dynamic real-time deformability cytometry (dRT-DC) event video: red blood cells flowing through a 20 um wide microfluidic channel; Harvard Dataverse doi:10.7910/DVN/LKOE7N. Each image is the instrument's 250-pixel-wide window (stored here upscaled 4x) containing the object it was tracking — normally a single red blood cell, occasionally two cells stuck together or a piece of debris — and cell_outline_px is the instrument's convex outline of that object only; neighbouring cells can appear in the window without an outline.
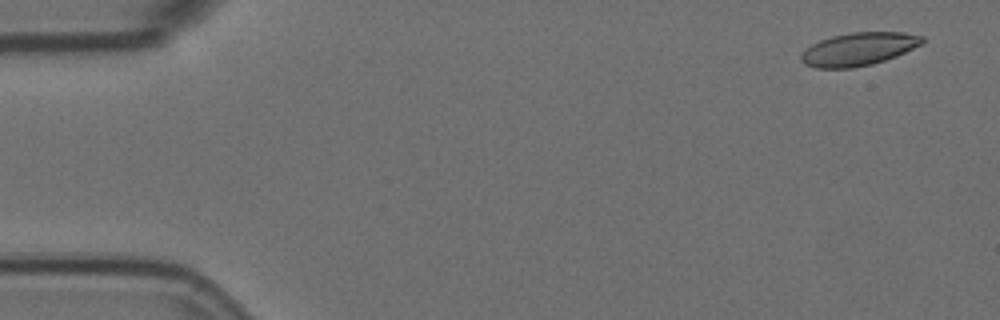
{"species": "Egyptian fruit bat (a non-hibernating species)", "species_latin": "Rousettus aegyptiacus", "temperature_condition": "room temperature", "stored_images_in_passage": 57, "camera_frame_rate_fps": 3000, "um_per_image_px": 0.085, "animal": {"sex": "female"}, "frame": {"image": 1, "passage_image": 3, "time_ms": 0.667, "image_size_px": [1000, 320], "cell_outline_px": [[924, 44], [896, 56], [872, 64], [852, 68], [816, 68], [804, 64], [800, 60], [800, 56], [812, 44], [820, 40], [832, 36], [852, 32], [904, 32], [924, 36]], "centroid_in_image_um": [73.02, 4.17], "position_along_channel_um": 12.0, "area_um2": 23.35}}
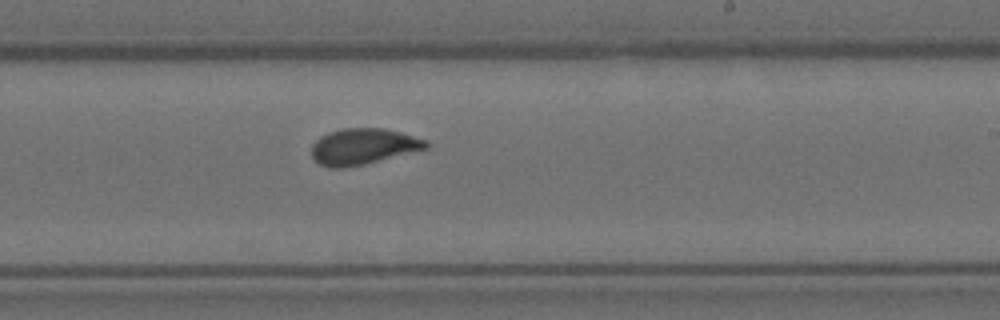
{"frame": {"image": 2, "passage_image": 34, "time_ms": 11.0, "image_size_px": [1000, 320], "cell_outline_px": [[428, 148], [364, 164], [344, 168], [328, 168], [320, 164], [312, 156], [312, 144], [320, 136], [328, 132], [340, 128], [384, 128], [400, 132], [428, 140]], "centroid_in_image_um": [30.85, 12.44], "position_along_channel_um": 258.1, "area_um2": 24.04}}
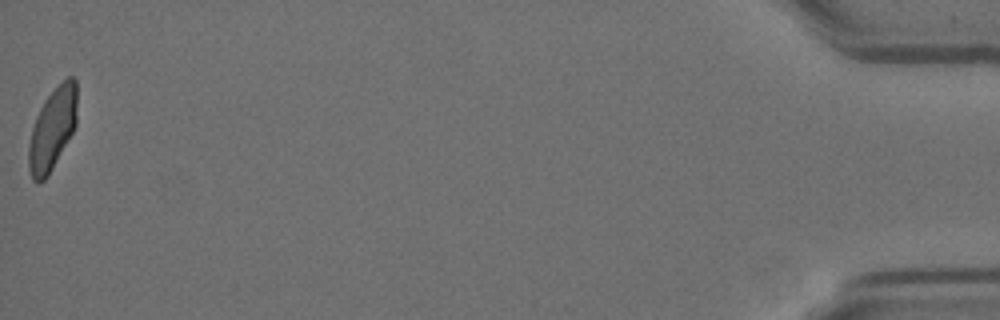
{"frame": {"image": 3, "passage_image": 57, "time_ms": 18.667, "image_size_px": [1000, 320], "cell_outline_px": [[76, 124], [72, 132], [48, 176], [44, 180], [36, 184], [32, 180], [28, 168], [28, 144], [32, 128], [36, 116], [44, 100], [68, 76], [72, 76], [76, 80]], "centroid_in_image_um": [4.42, 11.01], "position_along_channel_um": 430.8, "area_um2": 22.95}, "authors_computed_cell_mechanics": {"area_um2": 23.6402, "velocity_mm_per_s": 3.5611, "shape_relaxation_time_tau1_ms": 4.6066, "shape_relaxation_time_tau2_ms": null, "deformation_change_tau1": 0.1289, "deformation_change_tau2": null}}